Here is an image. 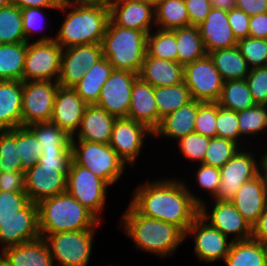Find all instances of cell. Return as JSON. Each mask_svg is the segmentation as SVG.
I'll return each mask as SVG.
<instances>
[{"label":"cell","instance_id":"cell-1","mask_svg":"<svg viewBox=\"0 0 267 266\" xmlns=\"http://www.w3.org/2000/svg\"><path fill=\"white\" fill-rule=\"evenodd\" d=\"M175 177L142 181L132 191L129 205L145 217L173 224L186 233L205 197L192 191L185 178Z\"/></svg>","mask_w":267,"mask_h":266},{"label":"cell","instance_id":"cell-2","mask_svg":"<svg viewBox=\"0 0 267 266\" xmlns=\"http://www.w3.org/2000/svg\"><path fill=\"white\" fill-rule=\"evenodd\" d=\"M124 210L118 221L119 229L132 240L137 251L168 259L187 241L185 233L173 224L145 217L129 204Z\"/></svg>","mask_w":267,"mask_h":266},{"label":"cell","instance_id":"cell-3","mask_svg":"<svg viewBox=\"0 0 267 266\" xmlns=\"http://www.w3.org/2000/svg\"><path fill=\"white\" fill-rule=\"evenodd\" d=\"M58 11L59 13L61 11L64 16L54 35V40L62 49L102 42L110 20L109 6L68 7L60 5Z\"/></svg>","mask_w":267,"mask_h":266},{"label":"cell","instance_id":"cell-4","mask_svg":"<svg viewBox=\"0 0 267 266\" xmlns=\"http://www.w3.org/2000/svg\"><path fill=\"white\" fill-rule=\"evenodd\" d=\"M40 234L99 228L102 222L67 192L38 204Z\"/></svg>","mask_w":267,"mask_h":266},{"label":"cell","instance_id":"cell-5","mask_svg":"<svg viewBox=\"0 0 267 266\" xmlns=\"http://www.w3.org/2000/svg\"><path fill=\"white\" fill-rule=\"evenodd\" d=\"M72 151H43L38 163L25 172V193L32 203L66 192Z\"/></svg>","mask_w":267,"mask_h":266},{"label":"cell","instance_id":"cell-6","mask_svg":"<svg viewBox=\"0 0 267 266\" xmlns=\"http://www.w3.org/2000/svg\"><path fill=\"white\" fill-rule=\"evenodd\" d=\"M145 32L115 25L109 20L101 46L114 70L139 73L146 56Z\"/></svg>","mask_w":267,"mask_h":266},{"label":"cell","instance_id":"cell-7","mask_svg":"<svg viewBox=\"0 0 267 266\" xmlns=\"http://www.w3.org/2000/svg\"><path fill=\"white\" fill-rule=\"evenodd\" d=\"M71 148L72 160L103 179L110 187L124 177L128 165L109 144L72 140Z\"/></svg>","mask_w":267,"mask_h":266},{"label":"cell","instance_id":"cell-8","mask_svg":"<svg viewBox=\"0 0 267 266\" xmlns=\"http://www.w3.org/2000/svg\"><path fill=\"white\" fill-rule=\"evenodd\" d=\"M97 229L40 235L49 247L54 266H88Z\"/></svg>","mask_w":267,"mask_h":266},{"label":"cell","instance_id":"cell-9","mask_svg":"<svg viewBox=\"0 0 267 266\" xmlns=\"http://www.w3.org/2000/svg\"><path fill=\"white\" fill-rule=\"evenodd\" d=\"M111 187L90 170L71 160L66 180V192L90 210L101 222Z\"/></svg>","mask_w":267,"mask_h":266},{"label":"cell","instance_id":"cell-10","mask_svg":"<svg viewBox=\"0 0 267 266\" xmlns=\"http://www.w3.org/2000/svg\"><path fill=\"white\" fill-rule=\"evenodd\" d=\"M250 148H241L220 168L221 181L213 201H231L242 184L258 176L261 149L256 153Z\"/></svg>","mask_w":267,"mask_h":266},{"label":"cell","instance_id":"cell-11","mask_svg":"<svg viewBox=\"0 0 267 266\" xmlns=\"http://www.w3.org/2000/svg\"><path fill=\"white\" fill-rule=\"evenodd\" d=\"M57 81H22L21 126L51 121Z\"/></svg>","mask_w":267,"mask_h":266},{"label":"cell","instance_id":"cell-12","mask_svg":"<svg viewBox=\"0 0 267 266\" xmlns=\"http://www.w3.org/2000/svg\"><path fill=\"white\" fill-rule=\"evenodd\" d=\"M62 50L55 40L27 43L22 81H57Z\"/></svg>","mask_w":267,"mask_h":266},{"label":"cell","instance_id":"cell-13","mask_svg":"<svg viewBox=\"0 0 267 266\" xmlns=\"http://www.w3.org/2000/svg\"><path fill=\"white\" fill-rule=\"evenodd\" d=\"M183 81L192 99L201 102H217L224 83L208 54L184 65Z\"/></svg>","mask_w":267,"mask_h":266},{"label":"cell","instance_id":"cell-14","mask_svg":"<svg viewBox=\"0 0 267 266\" xmlns=\"http://www.w3.org/2000/svg\"><path fill=\"white\" fill-rule=\"evenodd\" d=\"M187 238L194 240L193 253L195 257L200 262L209 263V265L220 260L224 262L233 242L200 215L193 220L187 229L185 239Z\"/></svg>","mask_w":267,"mask_h":266},{"label":"cell","instance_id":"cell-15","mask_svg":"<svg viewBox=\"0 0 267 266\" xmlns=\"http://www.w3.org/2000/svg\"><path fill=\"white\" fill-rule=\"evenodd\" d=\"M209 203L213 206L207 201L200 205L199 215L211 226L218 229L231 241H245L252 238L251 225L237 211L231 201L211 200L210 202L209 200Z\"/></svg>","mask_w":267,"mask_h":266},{"label":"cell","instance_id":"cell-16","mask_svg":"<svg viewBox=\"0 0 267 266\" xmlns=\"http://www.w3.org/2000/svg\"><path fill=\"white\" fill-rule=\"evenodd\" d=\"M153 137L146 125L129 118H117L114 122L111 138L109 141L117 154L130 167L136 166L137 158L141 156L145 147L146 139Z\"/></svg>","mask_w":267,"mask_h":266},{"label":"cell","instance_id":"cell-17","mask_svg":"<svg viewBox=\"0 0 267 266\" xmlns=\"http://www.w3.org/2000/svg\"><path fill=\"white\" fill-rule=\"evenodd\" d=\"M39 238L41 235L36 203L29 202L11 218L0 219V251Z\"/></svg>","mask_w":267,"mask_h":266},{"label":"cell","instance_id":"cell-18","mask_svg":"<svg viewBox=\"0 0 267 266\" xmlns=\"http://www.w3.org/2000/svg\"><path fill=\"white\" fill-rule=\"evenodd\" d=\"M137 78V73L113 70L108 80L103 84L99 100L95 105L116 118H127L131 91Z\"/></svg>","mask_w":267,"mask_h":266},{"label":"cell","instance_id":"cell-19","mask_svg":"<svg viewBox=\"0 0 267 266\" xmlns=\"http://www.w3.org/2000/svg\"><path fill=\"white\" fill-rule=\"evenodd\" d=\"M102 57L101 43L64 48L57 82L62 87H73Z\"/></svg>","mask_w":267,"mask_h":266},{"label":"cell","instance_id":"cell-20","mask_svg":"<svg viewBox=\"0 0 267 266\" xmlns=\"http://www.w3.org/2000/svg\"><path fill=\"white\" fill-rule=\"evenodd\" d=\"M110 20L117 26L136 29L147 35L156 28L154 7L133 0H110Z\"/></svg>","mask_w":267,"mask_h":266},{"label":"cell","instance_id":"cell-21","mask_svg":"<svg viewBox=\"0 0 267 266\" xmlns=\"http://www.w3.org/2000/svg\"><path fill=\"white\" fill-rule=\"evenodd\" d=\"M87 105L72 87L59 86L55 95L51 122L73 137L80 127Z\"/></svg>","mask_w":267,"mask_h":266},{"label":"cell","instance_id":"cell-22","mask_svg":"<svg viewBox=\"0 0 267 266\" xmlns=\"http://www.w3.org/2000/svg\"><path fill=\"white\" fill-rule=\"evenodd\" d=\"M207 54L237 46V39L228 23V11L212 7L207 18L198 26Z\"/></svg>","mask_w":267,"mask_h":266},{"label":"cell","instance_id":"cell-23","mask_svg":"<svg viewBox=\"0 0 267 266\" xmlns=\"http://www.w3.org/2000/svg\"><path fill=\"white\" fill-rule=\"evenodd\" d=\"M117 118L106 110L94 105H87L81 124L72 140H82L109 144L112 128Z\"/></svg>","mask_w":267,"mask_h":266},{"label":"cell","instance_id":"cell-24","mask_svg":"<svg viewBox=\"0 0 267 266\" xmlns=\"http://www.w3.org/2000/svg\"><path fill=\"white\" fill-rule=\"evenodd\" d=\"M237 211L253 227L262 214L267 202V193L261 177L245 182L231 200Z\"/></svg>","mask_w":267,"mask_h":266},{"label":"cell","instance_id":"cell-25","mask_svg":"<svg viewBox=\"0 0 267 266\" xmlns=\"http://www.w3.org/2000/svg\"><path fill=\"white\" fill-rule=\"evenodd\" d=\"M198 113V100H192L187 105L180 107L164 116L159 126L153 131L155 139L177 141L179 138L194 132L195 119Z\"/></svg>","mask_w":267,"mask_h":266},{"label":"cell","instance_id":"cell-26","mask_svg":"<svg viewBox=\"0 0 267 266\" xmlns=\"http://www.w3.org/2000/svg\"><path fill=\"white\" fill-rule=\"evenodd\" d=\"M127 118L146 125L151 131L158 127V109L154 87L139 77L133 83Z\"/></svg>","mask_w":267,"mask_h":266},{"label":"cell","instance_id":"cell-27","mask_svg":"<svg viewBox=\"0 0 267 266\" xmlns=\"http://www.w3.org/2000/svg\"><path fill=\"white\" fill-rule=\"evenodd\" d=\"M183 73L182 64L152 57L146 53L138 77L153 87H166L182 83Z\"/></svg>","mask_w":267,"mask_h":266},{"label":"cell","instance_id":"cell-28","mask_svg":"<svg viewBox=\"0 0 267 266\" xmlns=\"http://www.w3.org/2000/svg\"><path fill=\"white\" fill-rule=\"evenodd\" d=\"M9 266H54L49 247L43 238L11 246L0 251Z\"/></svg>","mask_w":267,"mask_h":266},{"label":"cell","instance_id":"cell-29","mask_svg":"<svg viewBox=\"0 0 267 266\" xmlns=\"http://www.w3.org/2000/svg\"><path fill=\"white\" fill-rule=\"evenodd\" d=\"M22 81L0 80V131L21 126Z\"/></svg>","mask_w":267,"mask_h":266},{"label":"cell","instance_id":"cell-30","mask_svg":"<svg viewBox=\"0 0 267 266\" xmlns=\"http://www.w3.org/2000/svg\"><path fill=\"white\" fill-rule=\"evenodd\" d=\"M113 70V66L103 56L85 71L82 79L72 88L88 105H94L99 100L103 84L108 80Z\"/></svg>","mask_w":267,"mask_h":266},{"label":"cell","instance_id":"cell-31","mask_svg":"<svg viewBox=\"0 0 267 266\" xmlns=\"http://www.w3.org/2000/svg\"><path fill=\"white\" fill-rule=\"evenodd\" d=\"M224 263L226 266H267V245L252 238L233 241Z\"/></svg>","mask_w":267,"mask_h":266},{"label":"cell","instance_id":"cell-32","mask_svg":"<svg viewBox=\"0 0 267 266\" xmlns=\"http://www.w3.org/2000/svg\"><path fill=\"white\" fill-rule=\"evenodd\" d=\"M223 80L246 79L250 67L237 46L212 51L208 54Z\"/></svg>","mask_w":267,"mask_h":266},{"label":"cell","instance_id":"cell-33","mask_svg":"<svg viewBox=\"0 0 267 266\" xmlns=\"http://www.w3.org/2000/svg\"><path fill=\"white\" fill-rule=\"evenodd\" d=\"M177 62L183 66L207 55L198 26L175 29Z\"/></svg>","mask_w":267,"mask_h":266},{"label":"cell","instance_id":"cell-34","mask_svg":"<svg viewBox=\"0 0 267 266\" xmlns=\"http://www.w3.org/2000/svg\"><path fill=\"white\" fill-rule=\"evenodd\" d=\"M155 25L162 30L190 26V18L184 0H163L155 8Z\"/></svg>","mask_w":267,"mask_h":266},{"label":"cell","instance_id":"cell-35","mask_svg":"<svg viewBox=\"0 0 267 266\" xmlns=\"http://www.w3.org/2000/svg\"><path fill=\"white\" fill-rule=\"evenodd\" d=\"M154 98L158 109V126L164 116L193 100L184 81L174 86L154 87Z\"/></svg>","mask_w":267,"mask_h":266},{"label":"cell","instance_id":"cell-36","mask_svg":"<svg viewBox=\"0 0 267 266\" xmlns=\"http://www.w3.org/2000/svg\"><path fill=\"white\" fill-rule=\"evenodd\" d=\"M27 42L0 44V80L22 81Z\"/></svg>","mask_w":267,"mask_h":266},{"label":"cell","instance_id":"cell-37","mask_svg":"<svg viewBox=\"0 0 267 266\" xmlns=\"http://www.w3.org/2000/svg\"><path fill=\"white\" fill-rule=\"evenodd\" d=\"M217 103L222 108L235 112L249 109L256 105L245 79L224 81L221 95Z\"/></svg>","mask_w":267,"mask_h":266},{"label":"cell","instance_id":"cell-38","mask_svg":"<svg viewBox=\"0 0 267 266\" xmlns=\"http://www.w3.org/2000/svg\"><path fill=\"white\" fill-rule=\"evenodd\" d=\"M240 136L254 149L258 136L267 132V104H256L254 107L237 112ZM252 138L250 139L249 138ZM254 137L256 140H253ZM252 140V141H251ZM255 141V143H254Z\"/></svg>","mask_w":267,"mask_h":266},{"label":"cell","instance_id":"cell-39","mask_svg":"<svg viewBox=\"0 0 267 266\" xmlns=\"http://www.w3.org/2000/svg\"><path fill=\"white\" fill-rule=\"evenodd\" d=\"M43 147V151H72V137L56 124L49 122L28 126Z\"/></svg>","mask_w":267,"mask_h":266},{"label":"cell","instance_id":"cell-40","mask_svg":"<svg viewBox=\"0 0 267 266\" xmlns=\"http://www.w3.org/2000/svg\"><path fill=\"white\" fill-rule=\"evenodd\" d=\"M146 53L152 57L177 62L175 29L154 28L146 37Z\"/></svg>","mask_w":267,"mask_h":266},{"label":"cell","instance_id":"cell-41","mask_svg":"<svg viewBox=\"0 0 267 266\" xmlns=\"http://www.w3.org/2000/svg\"><path fill=\"white\" fill-rule=\"evenodd\" d=\"M21 10L15 5L0 8V44L25 43Z\"/></svg>","mask_w":267,"mask_h":266},{"label":"cell","instance_id":"cell-42","mask_svg":"<svg viewBox=\"0 0 267 266\" xmlns=\"http://www.w3.org/2000/svg\"><path fill=\"white\" fill-rule=\"evenodd\" d=\"M45 9V10H44ZM57 11L58 8H37V7H29V8H23L20 9L22 13V25H23V31L25 40L27 43L31 42H47L54 40V36L50 34H44L46 31L45 25H47V13L44 14V11L49 10L50 11ZM44 15L46 17H44ZM45 18V19H44ZM46 23V24H45ZM45 28V29H44ZM44 31V32H43ZM40 32V34H39ZM38 34V38H33ZM44 34V35H43ZM35 35V36H33ZM41 35V36H39ZM33 40H32V39ZM36 39V40H34Z\"/></svg>","mask_w":267,"mask_h":266},{"label":"cell","instance_id":"cell-43","mask_svg":"<svg viewBox=\"0 0 267 266\" xmlns=\"http://www.w3.org/2000/svg\"><path fill=\"white\" fill-rule=\"evenodd\" d=\"M16 146L21 158L22 172H26L38 163V157L43 153V147L35 134L25 126L16 128Z\"/></svg>","mask_w":267,"mask_h":266},{"label":"cell","instance_id":"cell-44","mask_svg":"<svg viewBox=\"0 0 267 266\" xmlns=\"http://www.w3.org/2000/svg\"><path fill=\"white\" fill-rule=\"evenodd\" d=\"M240 149L241 147L231 140L218 136L212 137L206 149L203 164L220 169Z\"/></svg>","mask_w":267,"mask_h":266},{"label":"cell","instance_id":"cell-45","mask_svg":"<svg viewBox=\"0 0 267 266\" xmlns=\"http://www.w3.org/2000/svg\"><path fill=\"white\" fill-rule=\"evenodd\" d=\"M22 171L16 146V128L0 131V172Z\"/></svg>","mask_w":267,"mask_h":266},{"label":"cell","instance_id":"cell-46","mask_svg":"<svg viewBox=\"0 0 267 266\" xmlns=\"http://www.w3.org/2000/svg\"><path fill=\"white\" fill-rule=\"evenodd\" d=\"M176 142V148L178 147L179 153H181L185 160L191 163L200 164L204 161V156L206 149L208 148L210 138L204 135H201L197 132H192L179 138Z\"/></svg>","mask_w":267,"mask_h":266},{"label":"cell","instance_id":"cell-47","mask_svg":"<svg viewBox=\"0 0 267 266\" xmlns=\"http://www.w3.org/2000/svg\"><path fill=\"white\" fill-rule=\"evenodd\" d=\"M216 136L231 140L237 143L241 148L251 146L240 136L237 112L222 108L218 105V103L216 118Z\"/></svg>","mask_w":267,"mask_h":266},{"label":"cell","instance_id":"cell-48","mask_svg":"<svg viewBox=\"0 0 267 266\" xmlns=\"http://www.w3.org/2000/svg\"><path fill=\"white\" fill-rule=\"evenodd\" d=\"M250 69L267 66V39L247 37L237 42Z\"/></svg>","mask_w":267,"mask_h":266},{"label":"cell","instance_id":"cell-49","mask_svg":"<svg viewBox=\"0 0 267 266\" xmlns=\"http://www.w3.org/2000/svg\"><path fill=\"white\" fill-rule=\"evenodd\" d=\"M196 166L194 167L195 169H192L194 170L193 173H195L192 178H195V183H197L196 186L198 189L200 188L199 190L202 192H207V197L210 196L209 198H205L206 202L210 199H213L219 189V184L221 181L220 169L203 163L196 164Z\"/></svg>","mask_w":267,"mask_h":266},{"label":"cell","instance_id":"cell-50","mask_svg":"<svg viewBox=\"0 0 267 266\" xmlns=\"http://www.w3.org/2000/svg\"><path fill=\"white\" fill-rule=\"evenodd\" d=\"M217 102L198 101V113L195 119L194 132L206 137L216 136Z\"/></svg>","mask_w":267,"mask_h":266},{"label":"cell","instance_id":"cell-51","mask_svg":"<svg viewBox=\"0 0 267 266\" xmlns=\"http://www.w3.org/2000/svg\"><path fill=\"white\" fill-rule=\"evenodd\" d=\"M245 80L253 101L256 104H267V66L250 69Z\"/></svg>","mask_w":267,"mask_h":266},{"label":"cell","instance_id":"cell-52","mask_svg":"<svg viewBox=\"0 0 267 266\" xmlns=\"http://www.w3.org/2000/svg\"><path fill=\"white\" fill-rule=\"evenodd\" d=\"M29 202L25 192L0 191V219L11 218Z\"/></svg>","mask_w":267,"mask_h":266},{"label":"cell","instance_id":"cell-53","mask_svg":"<svg viewBox=\"0 0 267 266\" xmlns=\"http://www.w3.org/2000/svg\"><path fill=\"white\" fill-rule=\"evenodd\" d=\"M249 21L250 17L240 9L228 11V23L237 41L249 37Z\"/></svg>","mask_w":267,"mask_h":266},{"label":"cell","instance_id":"cell-54","mask_svg":"<svg viewBox=\"0 0 267 266\" xmlns=\"http://www.w3.org/2000/svg\"><path fill=\"white\" fill-rule=\"evenodd\" d=\"M184 2L190 18V26H199L212 8L211 0H184Z\"/></svg>","mask_w":267,"mask_h":266},{"label":"cell","instance_id":"cell-55","mask_svg":"<svg viewBox=\"0 0 267 266\" xmlns=\"http://www.w3.org/2000/svg\"><path fill=\"white\" fill-rule=\"evenodd\" d=\"M0 191L25 192V172H0Z\"/></svg>","mask_w":267,"mask_h":266},{"label":"cell","instance_id":"cell-56","mask_svg":"<svg viewBox=\"0 0 267 266\" xmlns=\"http://www.w3.org/2000/svg\"><path fill=\"white\" fill-rule=\"evenodd\" d=\"M249 37L267 39V12L250 17Z\"/></svg>","mask_w":267,"mask_h":266},{"label":"cell","instance_id":"cell-57","mask_svg":"<svg viewBox=\"0 0 267 266\" xmlns=\"http://www.w3.org/2000/svg\"><path fill=\"white\" fill-rule=\"evenodd\" d=\"M236 8L244 11L249 17L266 13L267 0H235Z\"/></svg>","mask_w":267,"mask_h":266},{"label":"cell","instance_id":"cell-58","mask_svg":"<svg viewBox=\"0 0 267 266\" xmlns=\"http://www.w3.org/2000/svg\"><path fill=\"white\" fill-rule=\"evenodd\" d=\"M252 239L267 245V202L258 221L252 227Z\"/></svg>","mask_w":267,"mask_h":266},{"label":"cell","instance_id":"cell-59","mask_svg":"<svg viewBox=\"0 0 267 266\" xmlns=\"http://www.w3.org/2000/svg\"><path fill=\"white\" fill-rule=\"evenodd\" d=\"M11 5L19 9L37 7V8H59L60 0H10Z\"/></svg>","mask_w":267,"mask_h":266},{"label":"cell","instance_id":"cell-60","mask_svg":"<svg viewBox=\"0 0 267 266\" xmlns=\"http://www.w3.org/2000/svg\"><path fill=\"white\" fill-rule=\"evenodd\" d=\"M110 0H60L61 5L68 7H100L109 6Z\"/></svg>","mask_w":267,"mask_h":266},{"label":"cell","instance_id":"cell-61","mask_svg":"<svg viewBox=\"0 0 267 266\" xmlns=\"http://www.w3.org/2000/svg\"><path fill=\"white\" fill-rule=\"evenodd\" d=\"M267 147L263 148V152H261V156L259 158V173L258 175L261 177L264 187L267 193ZM265 150V151H264ZM263 153V154H262Z\"/></svg>","mask_w":267,"mask_h":266},{"label":"cell","instance_id":"cell-62","mask_svg":"<svg viewBox=\"0 0 267 266\" xmlns=\"http://www.w3.org/2000/svg\"><path fill=\"white\" fill-rule=\"evenodd\" d=\"M212 7L223 9V10H231L232 8H236L235 0H211Z\"/></svg>","mask_w":267,"mask_h":266},{"label":"cell","instance_id":"cell-63","mask_svg":"<svg viewBox=\"0 0 267 266\" xmlns=\"http://www.w3.org/2000/svg\"><path fill=\"white\" fill-rule=\"evenodd\" d=\"M133 1H138V2L145 3V4H149L155 8L163 0H133Z\"/></svg>","mask_w":267,"mask_h":266},{"label":"cell","instance_id":"cell-64","mask_svg":"<svg viewBox=\"0 0 267 266\" xmlns=\"http://www.w3.org/2000/svg\"><path fill=\"white\" fill-rule=\"evenodd\" d=\"M10 5V0H0V8Z\"/></svg>","mask_w":267,"mask_h":266},{"label":"cell","instance_id":"cell-65","mask_svg":"<svg viewBox=\"0 0 267 266\" xmlns=\"http://www.w3.org/2000/svg\"><path fill=\"white\" fill-rule=\"evenodd\" d=\"M0 266H9L8 264H6L2 259L0 260Z\"/></svg>","mask_w":267,"mask_h":266},{"label":"cell","instance_id":"cell-66","mask_svg":"<svg viewBox=\"0 0 267 266\" xmlns=\"http://www.w3.org/2000/svg\"><path fill=\"white\" fill-rule=\"evenodd\" d=\"M106 266H120V265H117V264H116V265H115V264H114V265H113V264L111 265V264H110V265H106Z\"/></svg>","mask_w":267,"mask_h":266}]
</instances>
